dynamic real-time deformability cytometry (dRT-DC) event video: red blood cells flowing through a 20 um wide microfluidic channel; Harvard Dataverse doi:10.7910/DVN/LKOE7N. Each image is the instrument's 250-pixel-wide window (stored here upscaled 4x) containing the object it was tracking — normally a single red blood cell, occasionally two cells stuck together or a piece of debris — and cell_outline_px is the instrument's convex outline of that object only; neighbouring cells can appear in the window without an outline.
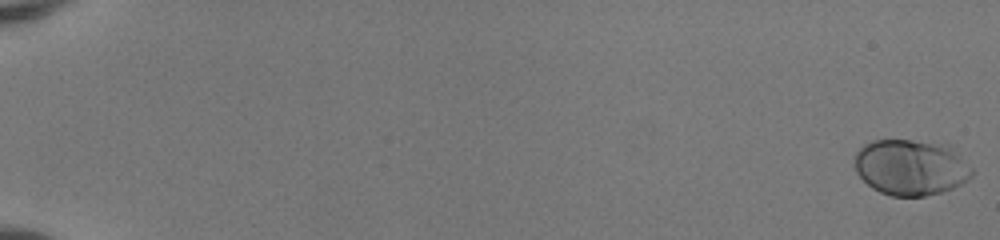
{"species": "human", "species_latin": "Homo sapiens", "temperature_condition": "room temperature", "stored_images_in_passage": 53, "camera_frame_rate_fps": 3000, "um_per_image_px": 0.085, "donor": {"sex": "female"}, "frame": {"image": 1, "passage_image": 1, "time_ms": 0.0, "image_size_px": [1000, 240], "cell_outline_px": [[976, 172], [968, 180], [952, 188], [940, 192], [924, 196], [892, 196], [880, 192], [872, 188], [856, 172], [852, 164], [852, 156], [864, 144], [872, 140], [912, 140], [948, 144]], "centroid_in_image_um": [77.39, 14.21], "position_along_channel_um": 7.6, "area_um2": 38.55}}
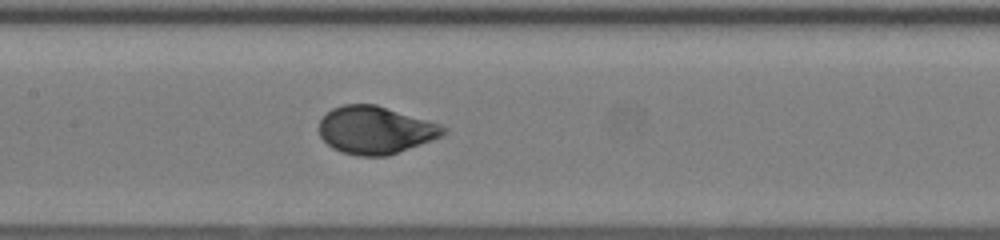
{"frame": {"image": 2, "passage_image": 29, "time_ms": 9.333, "image_size_px": [1000, 240], "cell_outline_px": [[448, 132], [432, 140], [388, 156], [356, 156], [332, 148], [320, 136], [320, 120], [332, 108], [344, 104], [376, 104], [428, 120], [440, 124], [448, 128]], "centroid_in_image_um": [31.93, 11.05], "position_along_channel_um": 175.5, "area_um2": 34.45}}
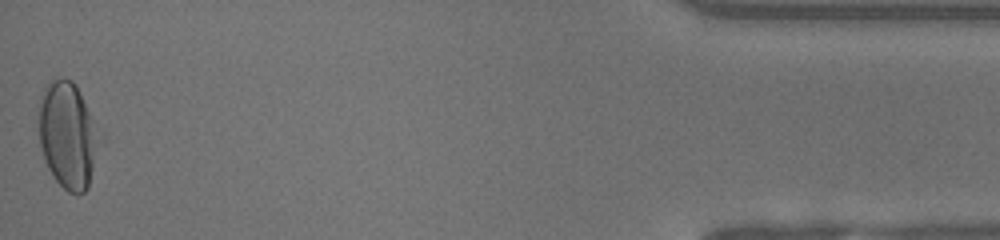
{"frame": {"image": 3, "passage_image": 53, "time_ms": 17.333, "image_size_px": [1000, 240], "cell_outline_px": [[96, 136], [92, 168], [88, 188], [84, 192], [76, 196], [68, 192], [52, 176], [44, 160], [40, 144], [40, 96], [44, 88], [52, 80], [60, 76], [72, 80], [76, 84], [92, 120]], "centroid_in_image_um": [5.68, 11.49], "position_along_channel_um": 429.5, "area_um2": 36.18}, "authors_computed_cell_mechanics": {"area_um2": 35.0846, "velocity_mm_per_s": 4.0818, "shape_relaxation_time_tau1_ms": 2.5455, "shape_relaxation_time_tau2_ms": null, "deformation_change_tau1": 0.1652, "deformation_change_tau2": null}}